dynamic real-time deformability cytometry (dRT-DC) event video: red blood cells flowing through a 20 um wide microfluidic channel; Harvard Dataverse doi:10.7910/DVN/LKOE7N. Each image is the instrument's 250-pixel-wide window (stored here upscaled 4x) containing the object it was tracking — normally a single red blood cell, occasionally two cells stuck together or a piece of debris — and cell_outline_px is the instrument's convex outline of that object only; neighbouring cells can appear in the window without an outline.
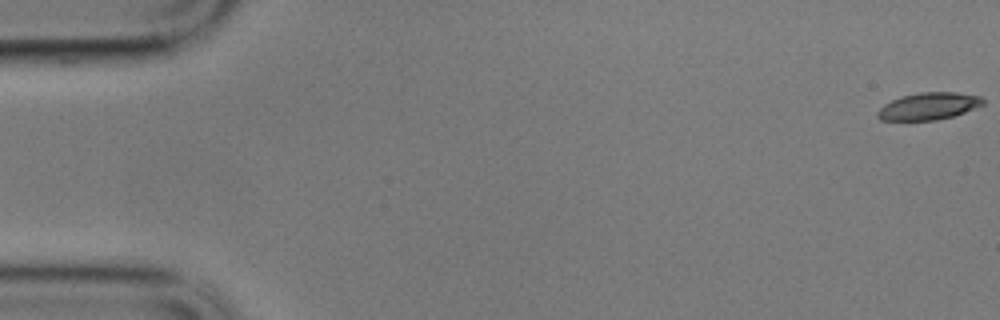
{"species": "common noctule bat (a hibernating species)", "species_latin": "Nyctalus noctula", "temperature_condition": "cold", "stored_images_in_passage": 61, "camera_frame_rate_fps": 3000, "um_per_image_px": 0.085, "animal": {"sex": "male", "body_mass_g": 17.9}, "frame": {"image": 1, "passage_image": 1, "time_ms": 0.0, "image_size_px": [1000, 320], "cell_outline_px": [[984, 104], [964, 112], [952, 116], [936, 120], [880, 120], [876, 116], [876, 112], [884, 104], [900, 96], [920, 92], [956, 92], [980, 96], [984, 100]], "centroid_in_image_um": [78.91, 9.02], "position_along_channel_um": 6.1, "area_um2": 16.65}}
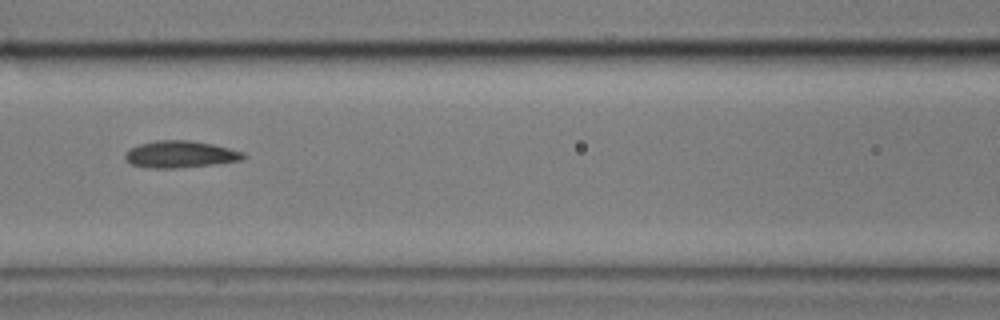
{"frame": {"image": 2, "passage_image": 28, "time_ms": 9.0, "image_size_px": [1000, 320], "cell_outline_px": [[248, 156], [244, 160], [216, 164], [176, 168], [144, 168], [132, 164], [124, 156], [128, 148], [140, 144], [156, 140], [188, 140], [212, 144], [244, 152]], "centroid_in_image_um": [15.35, 13.12], "position_along_channel_um": 151.3, "area_um2": 18.67}}
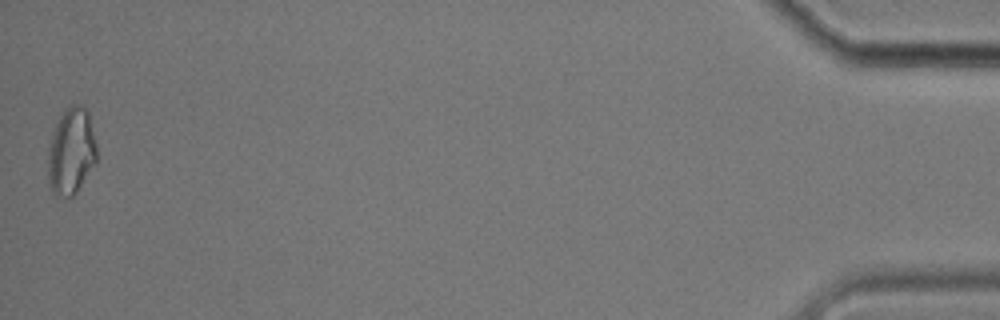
{"frame": {"image": 3, "passage_image": 61, "time_ms": 20.0, "image_size_px": [1000, 320], "cell_outline_px": [[96, 164], [76, 192], [72, 196], [56, 196], [52, 192], [48, 180], [48, 144], [56, 124], [64, 108], [72, 104], [84, 104], [88, 112], [96, 144]], "centroid_in_image_um": [6.05, 12.84], "position_along_channel_um": 429.2, "area_um2": 24.85}, "authors_computed_cell_mechanics": {"area_um2": 18.3226, "velocity_mm_per_s": 3.3688, "shape_relaxation_time_tau1_ms": 5.1784, "shape_relaxation_time_tau2_ms": 11.0777, "deformation_change_tau1": 0.1351, "deformation_change_tau2": 0.1958}}